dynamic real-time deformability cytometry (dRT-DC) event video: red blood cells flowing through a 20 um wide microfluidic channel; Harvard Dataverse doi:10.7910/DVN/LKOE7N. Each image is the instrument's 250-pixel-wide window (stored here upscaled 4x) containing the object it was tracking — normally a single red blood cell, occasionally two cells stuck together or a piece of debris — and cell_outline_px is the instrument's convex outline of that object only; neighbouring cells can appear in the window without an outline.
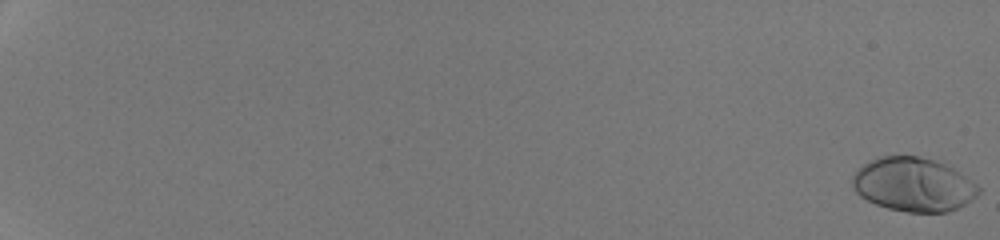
{"species": "human", "species_latin": "Homo sapiens", "temperature_condition": "room temperature", "stored_images_in_passage": 54, "camera_frame_rate_fps": 3000, "um_per_image_px": 0.085, "donor": {"sex": "male"}, "frame": {"image": 1, "passage_image": 1, "time_ms": 0.0, "image_size_px": [1000, 240], "cell_outline_px": [[980, 192], [972, 200], [948, 212], [908, 212], [888, 208], [876, 204], [860, 196], [856, 192], [852, 184], [852, 176], [864, 164], [880, 156], [920, 156], [944, 164], [952, 168], [976, 184], [980, 188]], "centroid_in_image_um": [77.63, 15.69], "position_along_channel_um": 7.4, "area_um2": 39.13}}
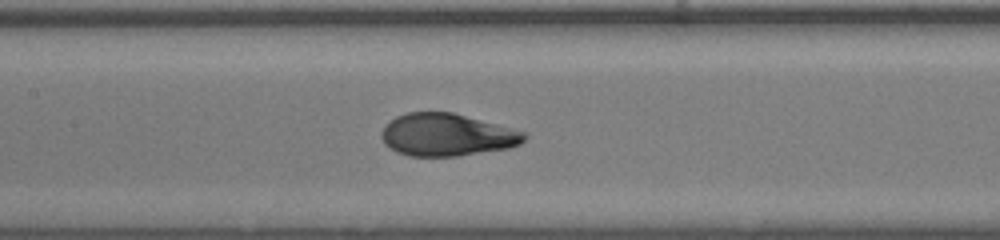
{"frame": {"image": 2, "passage_image": 31, "time_ms": 10.0, "image_size_px": [1000, 240], "cell_outline_px": [[528, 136], [520, 144], [508, 148], [456, 156], [408, 156], [396, 152], [384, 144], [380, 136], [380, 132], [384, 124], [396, 116], [408, 112], [452, 112], [528, 132]], "centroid_in_image_um": [37.96, 11.46], "position_along_channel_um": 169.4, "area_um2": 35.6}}
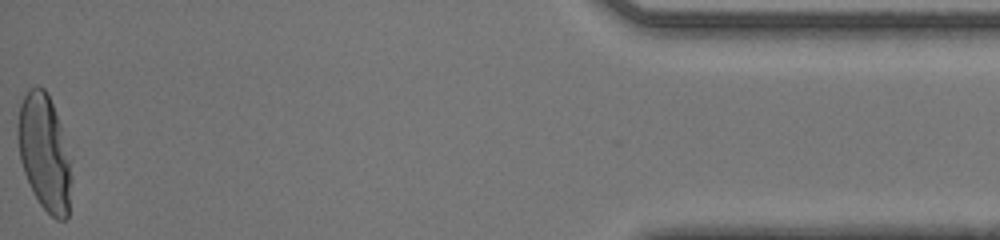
{"frame": {"image": 3, "passage_image": 54, "time_ms": 17.667, "image_size_px": [1000, 240], "cell_outline_px": [[72, 180], [68, 216], [64, 220], [56, 220], [40, 204], [24, 172], [20, 160], [16, 136], [16, 128], [20, 104], [24, 96], [36, 84], [44, 88], [52, 104], [60, 124], [72, 160]], "centroid_in_image_um": [3.79, 12.98], "position_along_channel_um": 431.4, "area_um2": 36.59}, "authors_computed_cell_mechanics": {"area_um2": 36.5874, "velocity_mm_per_s": 4.272, "shape_relaxation_time_tau1_ms": 3.7773, "shape_relaxation_time_tau2_ms": null, "deformation_change_tau1": 0.196, "deformation_change_tau2": null}}